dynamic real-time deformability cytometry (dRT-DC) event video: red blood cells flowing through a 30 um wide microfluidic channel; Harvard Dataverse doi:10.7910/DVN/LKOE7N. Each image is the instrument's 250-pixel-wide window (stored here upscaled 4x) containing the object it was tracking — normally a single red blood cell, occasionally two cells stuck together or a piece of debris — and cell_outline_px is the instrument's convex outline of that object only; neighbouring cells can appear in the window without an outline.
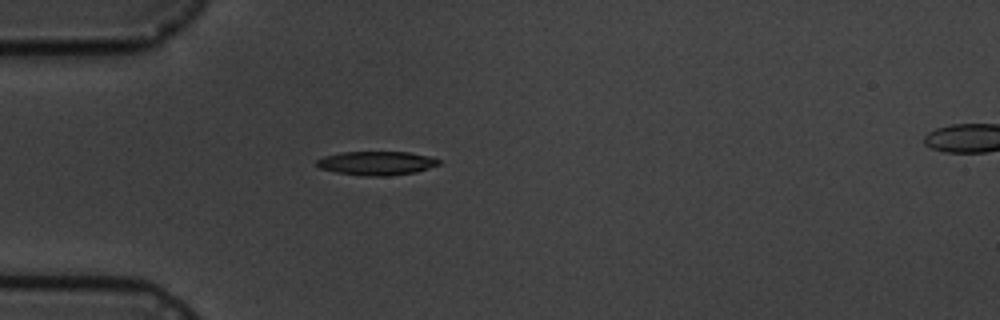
{"species": "common noctule bat (a hibernating species)", "species_latin": "Nyctalus noctula", "temperature_condition": "cold", "stored_images_in_passage": 4, "camera_frame_rate_fps": 3000, "um_per_image_px": 0.085, "animal": {"sex": "male", "body_mass_g": 19.5, "forearm_length_mm": 54.6}, "frame": {"image": 1, "passage_image": 3, "time_ms": 3.333, "image_size_px": [1000, 320], "cell_outline_px": [[440, 164], [416, 172], [388, 176], [364, 176], [336, 172], [320, 168], [316, 164], [316, 160], [324, 156], [340, 152], [408, 152], [432, 156], [440, 160]], "centroid_in_image_um": [32.02, 13.86], "position_along_channel_um": 53.0, "area_um2": 17.05}}